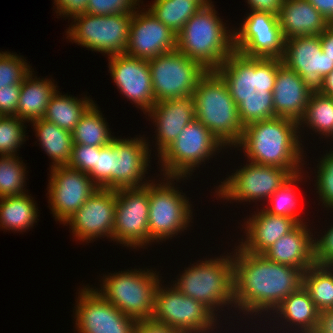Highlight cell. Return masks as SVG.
<instances>
[{
    "instance_id": "cell-24",
    "label": "cell",
    "mask_w": 333,
    "mask_h": 333,
    "mask_svg": "<svg viewBox=\"0 0 333 333\" xmlns=\"http://www.w3.org/2000/svg\"><path fill=\"white\" fill-rule=\"evenodd\" d=\"M311 92L301 76L279 59L272 92L274 117H285L299 122L304 116Z\"/></svg>"
},
{
    "instance_id": "cell-27",
    "label": "cell",
    "mask_w": 333,
    "mask_h": 333,
    "mask_svg": "<svg viewBox=\"0 0 333 333\" xmlns=\"http://www.w3.org/2000/svg\"><path fill=\"white\" fill-rule=\"evenodd\" d=\"M271 314V317H275L272 320L280 323V331H282V328L284 331L288 327V332L285 330L286 333H292V331L293 333H313L317 326L320 311L316 308L308 292L301 286L287 296ZM289 328L291 329L289 330Z\"/></svg>"
},
{
    "instance_id": "cell-42",
    "label": "cell",
    "mask_w": 333,
    "mask_h": 333,
    "mask_svg": "<svg viewBox=\"0 0 333 333\" xmlns=\"http://www.w3.org/2000/svg\"><path fill=\"white\" fill-rule=\"evenodd\" d=\"M330 149L329 152L326 150V154L318 161L317 178L314 180L319 201L326 210H333V148Z\"/></svg>"
},
{
    "instance_id": "cell-38",
    "label": "cell",
    "mask_w": 333,
    "mask_h": 333,
    "mask_svg": "<svg viewBox=\"0 0 333 333\" xmlns=\"http://www.w3.org/2000/svg\"><path fill=\"white\" fill-rule=\"evenodd\" d=\"M19 155L0 156V198L24 195L26 186V166ZM24 188V189H23Z\"/></svg>"
},
{
    "instance_id": "cell-34",
    "label": "cell",
    "mask_w": 333,
    "mask_h": 333,
    "mask_svg": "<svg viewBox=\"0 0 333 333\" xmlns=\"http://www.w3.org/2000/svg\"><path fill=\"white\" fill-rule=\"evenodd\" d=\"M302 286L320 312L333 309V266L313 264L303 272Z\"/></svg>"
},
{
    "instance_id": "cell-36",
    "label": "cell",
    "mask_w": 333,
    "mask_h": 333,
    "mask_svg": "<svg viewBox=\"0 0 333 333\" xmlns=\"http://www.w3.org/2000/svg\"><path fill=\"white\" fill-rule=\"evenodd\" d=\"M201 8L193 0H154L147 9L177 35Z\"/></svg>"
},
{
    "instance_id": "cell-44",
    "label": "cell",
    "mask_w": 333,
    "mask_h": 333,
    "mask_svg": "<svg viewBox=\"0 0 333 333\" xmlns=\"http://www.w3.org/2000/svg\"><path fill=\"white\" fill-rule=\"evenodd\" d=\"M96 153H99L97 146L73 144L68 166L89 175L94 169Z\"/></svg>"
},
{
    "instance_id": "cell-30",
    "label": "cell",
    "mask_w": 333,
    "mask_h": 333,
    "mask_svg": "<svg viewBox=\"0 0 333 333\" xmlns=\"http://www.w3.org/2000/svg\"><path fill=\"white\" fill-rule=\"evenodd\" d=\"M38 137V143L53 161L50 167L65 166L70 163L73 147L72 132L62 129L57 125L37 119L30 122Z\"/></svg>"
},
{
    "instance_id": "cell-32",
    "label": "cell",
    "mask_w": 333,
    "mask_h": 333,
    "mask_svg": "<svg viewBox=\"0 0 333 333\" xmlns=\"http://www.w3.org/2000/svg\"><path fill=\"white\" fill-rule=\"evenodd\" d=\"M60 91L51 97L46 112L43 116L48 122H51L58 127L72 132L78 124L81 116L86 110L94 103L89 97H72L64 94L61 95Z\"/></svg>"
},
{
    "instance_id": "cell-4",
    "label": "cell",
    "mask_w": 333,
    "mask_h": 333,
    "mask_svg": "<svg viewBox=\"0 0 333 333\" xmlns=\"http://www.w3.org/2000/svg\"><path fill=\"white\" fill-rule=\"evenodd\" d=\"M218 15L213 4L202 7L176 38V49L198 61L206 70L218 69L234 51V32Z\"/></svg>"
},
{
    "instance_id": "cell-47",
    "label": "cell",
    "mask_w": 333,
    "mask_h": 333,
    "mask_svg": "<svg viewBox=\"0 0 333 333\" xmlns=\"http://www.w3.org/2000/svg\"><path fill=\"white\" fill-rule=\"evenodd\" d=\"M88 0H54L55 12L60 17L72 18L75 15L85 13ZM66 15V16H65Z\"/></svg>"
},
{
    "instance_id": "cell-15",
    "label": "cell",
    "mask_w": 333,
    "mask_h": 333,
    "mask_svg": "<svg viewBox=\"0 0 333 333\" xmlns=\"http://www.w3.org/2000/svg\"><path fill=\"white\" fill-rule=\"evenodd\" d=\"M246 15L239 30H233L234 51L247 57L281 59L285 38L278 16L257 11H250Z\"/></svg>"
},
{
    "instance_id": "cell-43",
    "label": "cell",
    "mask_w": 333,
    "mask_h": 333,
    "mask_svg": "<svg viewBox=\"0 0 333 333\" xmlns=\"http://www.w3.org/2000/svg\"><path fill=\"white\" fill-rule=\"evenodd\" d=\"M141 0H88L85 13L92 15L133 14ZM138 5V7H136Z\"/></svg>"
},
{
    "instance_id": "cell-7",
    "label": "cell",
    "mask_w": 333,
    "mask_h": 333,
    "mask_svg": "<svg viewBox=\"0 0 333 333\" xmlns=\"http://www.w3.org/2000/svg\"><path fill=\"white\" fill-rule=\"evenodd\" d=\"M152 269H127L103 275L97 290L109 303L136 321L151 319L154 294L161 277ZM105 276V277H104ZM160 277V278H159Z\"/></svg>"
},
{
    "instance_id": "cell-37",
    "label": "cell",
    "mask_w": 333,
    "mask_h": 333,
    "mask_svg": "<svg viewBox=\"0 0 333 333\" xmlns=\"http://www.w3.org/2000/svg\"><path fill=\"white\" fill-rule=\"evenodd\" d=\"M304 171L291 175L284 184H282L267 200L269 206L263 207L265 211L272 215L287 216L294 219L298 224H305V219H301V215L296 209L297 194L296 187L299 182L303 181ZM303 176V177H302ZM302 180V181H301ZM297 182V183H296ZM295 184V185H294Z\"/></svg>"
},
{
    "instance_id": "cell-11",
    "label": "cell",
    "mask_w": 333,
    "mask_h": 333,
    "mask_svg": "<svg viewBox=\"0 0 333 333\" xmlns=\"http://www.w3.org/2000/svg\"><path fill=\"white\" fill-rule=\"evenodd\" d=\"M132 14L73 16L66 38L82 47L108 56L124 54L129 40ZM74 23V24H73Z\"/></svg>"
},
{
    "instance_id": "cell-28",
    "label": "cell",
    "mask_w": 333,
    "mask_h": 333,
    "mask_svg": "<svg viewBox=\"0 0 333 333\" xmlns=\"http://www.w3.org/2000/svg\"><path fill=\"white\" fill-rule=\"evenodd\" d=\"M278 21L285 39L320 35L330 24L307 0H284Z\"/></svg>"
},
{
    "instance_id": "cell-45",
    "label": "cell",
    "mask_w": 333,
    "mask_h": 333,
    "mask_svg": "<svg viewBox=\"0 0 333 333\" xmlns=\"http://www.w3.org/2000/svg\"><path fill=\"white\" fill-rule=\"evenodd\" d=\"M329 227L323 231L324 234L313 238L316 265L333 266V225Z\"/></svg>"
},
{
    "instance_id": "cell-5",
    "label": "cell",
    "mask_w": 333,
    "mask_h": 333,
    "mask_svg": "<svg viewBox=\"0 0 333 333\" xmlns=\"http://www.w3.org/2000/svg\"><path fill=\"white\" fill-rule=\"evenodd\" d=\"M193 97L196 119L226 148H235L242 138L244 125L222 77L215 70H208L197 83Z\"/></svg>"
},
{
    "instance_id": "cell-23",
    "label": "cell",
    "mask_w": 333,
    "mask_h": 333,
    "mask_svg": "<svg viewBox=\"0 0 333 333\" xmlns=\"http://www.w3.org/2000/svg\"><path fill=\"white\" fill-rule=\"evenodd\" d=\"M155 124V147L157 156L169 146L182 130L194 119L195 107L193 95L158 101L145 114Z\"/></svg>"
},
{
    "instance_id": "cell-16",
    "label": "cell",
    "mask_w": 333,
    "mask_h": 333,
    "mask_svg": "<svg viewBox=\"0 0 333 333\" xmlns=\"http://www.w3.org/2000/svg\"><path fill=\"white\" fill-rule=\"evenodd\" d=\"M77 333H133L136 320L109 303L89 284L79 290L76 299Z\"/></svg>"
},
{
    "instance_id": "cell-26",
    "label": "cell",
    "mask_w": 333,
    "mask_h": 333,
    "mask_svg": "<svg viewBox=\"0 0 333 333\" xmlns=\"http://www.w3.org/2000/svg\"><path fill=\"white\" fill-rule=\"evenodd\" d=\"M307 223L298 224L279 238L263 255L270 261L298 268L305 272L314 262L312 229Z\"/></svg>"
},
{
    "instance_id": "cell-41",
    "label": "cell",
    "mask_w": 333,
    "mask_h": 333,
    "mask_svg": "<svg viewBox=\"0 0 333 333\" xmlns=\"http://www.w3.org/2000/svg\"><path fill=\"white\" fill-rule=\"evenodd\" d=\"M23 56L11 52H0V89L12 84H22L31 73V65Z\"/></svg>"
},
{
    "instance_id": "cell-17",
    "label": "cell",
    "mask_w": 333,
    "mask_h": 333,
    "mask_svg": "<svg viewBox=\"0 0 333 333\" xmlns=\"http://www.w3.org/2000/svg\"><path fill=\"white\" fill-rule=\"evenodd\" d=\"M50 168L48 203L55 220L64 224L98 187L88 174L68 165Z\"/></svg>"
},
{
    "instance_id": "cell-39",
    "label": "cell",
    "mask_w": 333,
    "mask_h": 333,
    "mask_svg": "<svg viewBox=\"0 0 333 333\" xmlns=\"http://www.w3.org/2000/svg\"><path fill=\"white\" fill-rule=\"evenodd\" d=\"M26 121L16 116H4L0 119V156L16 155L26 140Z\"/></svg>"
},
{
    "instance_id": "cell-8",
    "label": "cell",
    "mask_w": 333,
    "mask_h": 333,
    "mask_svg": "<svg viewBox=\"0 0 333 333\" xmlns=\"http://www.w3.org/2000/svg\"><path fill=\"white\" fill-rule=\"evenodd\" d=\"M161 181L155 180L148 183L149 214L148 231L151 242H162L177 236L191 226L193 209L191 202L185 195L175 187L188 177L163 176ZM183 194V195H182ZM192 217V218H191ZM182 231V232H181Z\"/></svg>"
},
{
    "instance_id": "cell-31",
    "label": "cell",
    "mask_w": 333,
    "mask_h": 333,
    "mask_svg": "<svg viewBox=\"0 0 333 333\" xmlns=\"http://www.w3.org/2000/svg\"><path fill=\"white\" fill-rule=\"evenodd\" d=\"M33 199L28 193L0 198V228L13 232H25L32 228L39 220V210Z\"/></svg>"
},
{
    "instance_id": "cell-46",
    "label": "cell",
    "mask_w": 333,
    "mask_h": 333,
    "mask_svg": "<svg viewBox=\"0 0 333 333\" xmlns=\"http://www.w3.org/2000/svg\"><path fill=\"white\" fill-rule=\"evenodd\" d=\"M22 84L7 85L0 89V115L15 116Z\"/></svg>"
},
{
    "instance_id": "cell-54",
    "label": "cell",
    "mask_w": 333,
    "mask_h": 333,
    "mask_svg": "<svg viewBox=\"0 0 333 333\" xmlns=\"http://www.w3.org/2000/svg\"><path fill=\"white\" fill-rule=\"evenodd\" d=\"M193 1L197 2L201 7L210 6L213 3L211 0H193Z\"/></svg>"
},
{
    "instance_id": "cell-3",
    "label": "cell",
    "mask_w": 333,
    "mask_h": 333,
    "mask_svg": "<svg viewBox=\"0 0 333 333\" xmlns=\"http://www.w3.org/2000/svg\"><path fill=\"white\" fill-rule=\"evenodd\" d=\"M301 135L297 121L273 117L245 125L235 149H243L248 162L277 166L293 175L303 171L306 164Z\"/></svg>"
},
{
    "instance_id": "cell-22",
    "label": "cell",
    "mask_w": 333,
    "mask_h": 333,
    "mask_svg": "<svg viewBox=\"0 0 333 333\" xmlns=\"http://www.w3.org/2000/svg\"><path fill=\"white\" fill-rule=\"evenodd\" d=\"M142 137H115L111 141L115 147V190L142 187L152 181L145 179L149 170L151 145L144 136Z\"/></svg>"
},
{
    "instance_id": "cell-1",
    "label": "cell",
    "mask_w": 333,
    "mask_h": 333,
    "mask_svg": "<svg viewBox=\"0 0 333 333\" xmlns=\"http://www.w3.org/2000/svg\"><path fill=\"white\" fill-rule=\"evenodd\" d=\"M235 248L232 252L234 307L239 309L238 314L243 312L246 317L254 314L251 319L256 315L261 318L265 313L269 316L302 286V270L270 261L263 254L246 252L239 245Z\"/></svg>"
},
{
    "instance_id": "cell-53",
    "label": "cell",
    "mask_w": 333,
    "mask_h": 333,
    "mask_svg": "<svg viewBox=\"0 0 333 333\" xmlns=\"http://www.w3.org/2000/svg\"><path fill=\"white\" fill-rule=\"evenodd\" d=\"M319 92L333 98V70L323 78V85Z\"/></svg>"
},
{
    "instance_id": "cell-20",
    "label": "cell",
    "mask_w": 333,
    "mask_h": 333,
    "mask_svg": "<svg viewBox=\"0 0 333 333\" xmlns=\"http://www.w3.org/2000/svg\"><path fill=\"white\" fill-rule=\"evenodd\" d=\"M135 10L131 17L126 55L143 60L176 50V38L148 9Z\"/></svg>"
},
{
    "instance_id": "cell-52",
    "label": "cell",
    "mask_w": 333,
    "mask_h": 333,
    "mask_svg": "<svg viewBox=\"0 0 333 333\" xmlns=\"http://www.w3.org/2000/svg\"><path fill=\"white\" fill-rule=\"evenodd\" d=\"M324 18L333 23V0H307Z\"/></svg>"
},
{
    "instance_id": "cell-55",
    "label": "cell",
    "mask_w": 333,
    "mask_h": 333,
    "mask_svg": "<svg viewBox=\"0 0 333 333\" xmlns=\"http://www.w3.org/2000/svg\"><path fill=\"white\" fill-rule=\"evenodd\" d=\"M329 137H331V138H328V139H331L333 141V133Z\"/></svg>"
},
{
    "instance_id": "cell-40",
    "label": "cell",
    "mask_w": 333,
    "mask_h": 333,
    "mask_svg": "<svg viewBox=\"0 0 333 333\" xmlns=\"http://www.w3.org/2000/svg\"><path fill=\"white\" fill-rule=\"evenodd\" d=\"M89 177L98 188L115 190V147L111 143L99 147L94 169Z\"/></svg>"
},
{
    "instance_id": "cell-6",
    "label": "cell",
    "mask_w": 333,
    "mask_h": 333,
    "mask_svg": "<svg viewBox=\"0 0 333 333\" xmlns=\"http://www.w3.org/2000/svg\"><path fill=\"white\" fill-rule=\"evenodd\" d=\"M227 254L198 260L173 281L181 293L203 303L218 318V310L234 307L233 253Z\"/></svg>"
},
{
    "instance_id": "cell-33",
    "label": "cell",
    "mask_w": 333,
    "mask_h": 333,
    "mask_svg": "<svg viewBox=\"0 0 333 333\" xmlns=\"http://www.w3.org/2000/svg\"><path fill=\"white\" fill-rule=\"evenodd\" d=\"M109 125L103 113L93 103L81 116L78 124L72 131L73 144L104 147L115 138L108 128Z\"/></svg>"
},
{
    "instance_id": "cell-48",
    "label": "cell",
    "mask_w": 333,
    "mask_h": 333,
    "mask_svg": "<svg viewBox=\"0 0 333 333\" xmlns=\"http://www.w3.org/2000/svg\"><path fill=\"white\" fill-rule=\"evenodd\" d=\"M133 333H181L175 328L154 322L152 319L137 321Z\"/></svg>"
},
{
    "instance_id": "cell-10",
    "label": "cell",
    "mask_w": 333,
    "mask_h": 333,
    "mask_svg": "<svg viewBox=\"0 0 333 333\" xmlns=\"http://www.w3.org/2000/svg\"><path fill=\"white\" fill-rule=\"evenodd\" d=\"M166 286L159 283L156 288L151 318L154 322L181 333H213L214 329L218 330L219 320L208 307L184 295L175 285Z\"/></svg>"
},
{
    "instance_id": "cell-35",
    "label": "cell",
    "mask_w": 333,
    "mask_h": 333,
    "mask_svg": "<svg viewBox=\"0 0 333 333\" xmlns=\"http://www.w3.org/2000/svg\"><path fill=\"white\" fill-rule=\"evenodd\" d=\"M298 126L299 133L305 126L312 128L314 133L329 138L333 133V98L319 91L311 92L304 116L299 120Z\"/></svg>"
},
{
    "instance_id": "cell-50",
    "label": "cell",
    "mask_w": 333,
    "mask_h": 333,
    "mask_svg": "<svg viewBox=\"0 0 333 333\" xmlns=\"http://www.w3.org/2000/svg\"><path fill=\"white\" fill-rule=\"evenodd\" d=\"M313 333H333V309L320 312L317 326Z\"/></svg>"
},
{
    "instance_id": "cell-19",
    "label": "cell",
    "mask_w": 333,
    "mask_h": 333,
    "mask_svg": "<svg viewBox=\"0 0 333 333\" xmlns=\"http://www.w3.org/2000/svg\"><path fill=\"white\" fill-rule=\"evenodd\" d=\"M281 60L301 76L312 92L320 91L323 78L333 70V59L323 54L319 35L285 39Z\"/></svg>"
},
{
    "instance_id": "cell-2",
    "label": "cell",
    "mask_w": 333,
    "mask_h": 333,
    "mask_svg": "<svg viewBox=\"0 0 333 333\" xmlns=\"http://www.w3.org/2000/svg\"><path fill=\"white\" fill-rule=\"evenodd\" d=\"M280 58L233 51L215 71L226 83L243 125L274 117L273 89Z\"/></svg>"
},
{
    "instance_id": "cell-51",
    "label": "cell",
    "mask_w": 333,
    "mask_h": 333,
    "mask_svg": "<svg viewBox=\"0 0 333 333\" xmlns=\"http://www.w3.org/2000/svg\"><path fill=\"white\" fill-rule=\"evenodd\" d=\"M323 54L333 59V23L319 35Z\"/></svg>"
},
{
    "instance_id": "cell-12",
    "label": "cell",
    "mask_w": 333,
    "mask_h": 333,
    "mask_svg": "<svg viewBox=\"0 0 333 333\" xmlns=\"http://www.w3.org/2000/svg\"><path fill=\"white\" fill-rule=\"evenodd\" d=\"M155 101L193 95L208 71L177 49L148 60Z\"/></svg>"
},
{
    "instance_id": "cell-29",
    "label": "cell",
    "mask_w": 333,
    "mask_h": 333,
    "mask_svg": "<svg viewBox=\"0 0 333 333\" xmlns=\"http://www.w3.org/2000/svg\"><path fill=\"white\" fill-rule=\"evenodd\" d=\"M33 72L31 71L22 82L15 115L28 123L43 118L51 97L58 90L53 80L37 78L36 75L33 76Z\"/></svg>"
},
{
    "instance_id": "cell-49",
    "label": "cell",
    "mask_w": 333,
    "mask_h": 333,
    "mask_svg": "<svg viewBox=\"0 0 333 333\" xmlns=\"http://www.w3.org/2000/svg\"><path fill=\"white\" fill-rule=\"evenodd\" d=\"M250 11L268 12L278 16L284 0H246Z\"/></svg>"
},
{
    "instance_id": "cell-9",
    "label": "cell",
    "mask_w": 333,
    "mask_h": 333,
    "mask_svg": "<svg viewBox=\"0 0 333 333\" xmlns=\"http://www.w3.org/2000/svg\"><path fill=\"white\" fill-rule=\"evenodd\" d=\"M226 147L200 121L194 119L159 155L163 176L190 177L193 170ZM191 174V175H190Z\"/></svg>"
},
{
    "instance_id": "cell-18",
    "label": "cell",
    "mask_w": 333,
    "mask_h": 333,
    "mask_svg": "<svg viewBox=\"0 0 333 333\" xmlns=\"http://www.w3.org/2000/svg\"><path fill=\"white\" fill-rule=\"evenodd\" d=\"M115 208L116 190L98 188L64 226H71L73 237L82 242L90 243L98 237L113 241Z\"/></svg>"
},
{
    "instance_id": "cell-21",
    "label": "cell",
    "mask_w": 333,
    "mask_h": 333,
    "mask_svg": "<svg viewBox=\"0 0 333 333\" xmlns=\"http://www.w3.org/2000/svg\"><path fill=\"white\" fill-rule=\"evenodd\" d=\"M107 57L109 73L118 91L145 115L156 103L148 60L126 54Z\"/></svg>"
},
{
    "instance_id": "cell-25",
    "label": "cell",
    "mask_w": 333,
    "mask_h": 333,
    "mask_svg": "<svg viewBox=\"0 0 333 333\" xmlns=\"http://www.w3.org/2000/svg\"><path fill=\"white\" fill-rule=\"evenodd\" d=\"M245 220L242 229L246 237L241 239L239 246L253 254H263L298 225L292 218L269 214L263 208Z\"/></svg>"
},
{
    "instance_id": "cell-13",
    "label": "cell",
    "mask_w": 333,
    "mask_h": 333,
    "mask_svg": "<svg viewBox=\"0 0 333 333\" xmlns=\"http://www.w3.org/2000/svg\"><path fill=\"white\" fill-rule=\"evenodd\" d=\"M232 175L216 186L218 198L235 202L267 201L269 197L292 175L288 170L273 166L246 162ZM218 187V188H217Z\"/></svg>"
},
{
    "instance_id": "cell-14",
    "label": "cell",
    "mask_w": 333,
    "mask_h": 333,
    "mask_svg": "<svg viewBox=\"0 0 333 333\" xmlns=\"http://www.w3.org/2000/svg\"><path fill=\"white\" fill-rule=\"evenodd\" d=\"M148 214V184L117 189L113 241L133 249L150 245Z\"/></svg>"
}]
</instances>
